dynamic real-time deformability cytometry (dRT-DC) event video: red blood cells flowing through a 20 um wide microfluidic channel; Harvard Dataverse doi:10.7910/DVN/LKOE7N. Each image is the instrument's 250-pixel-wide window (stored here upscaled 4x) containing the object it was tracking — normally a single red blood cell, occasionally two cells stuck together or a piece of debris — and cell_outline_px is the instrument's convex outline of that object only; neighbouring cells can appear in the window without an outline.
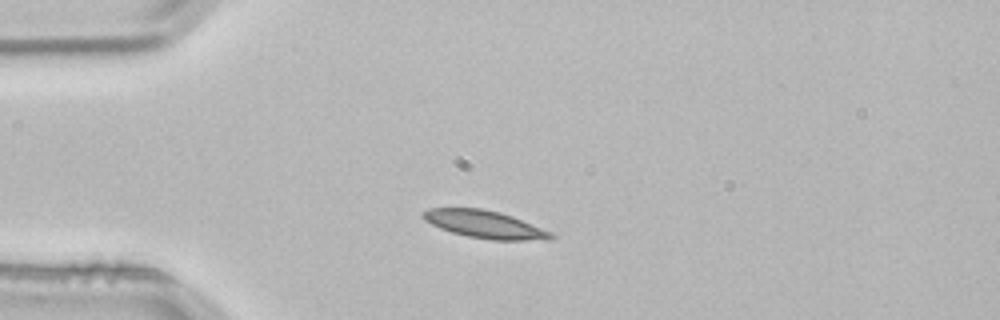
{"species": "common noctule bat (a hibernating species)", "species_latin": "Nyctalus noctula", "temperature_condition": "room temperature", "stored_images_in_passage": 2, "camera_frame_rate_fps": 3000, "um_per_image_px": 0.085, "animal": {"sex": "male", "body_mass_g": 21.5, "forearm_length_mm": 52.0}, "frame": {"image": 1, "passage_image": 1, "time_ms": 0.0, "image_size_px": [1000, 320], "cell_outline_px": [[556, 236], [552, 240], [492, 240], [468, 236], [452, 232], [440, 228], [424, 220], [420, 216], [420, 212], [428, 208], [484, 208], [500, 212], [512, 216], [552, 232]], "centroid_in_image_um": [41.2, 19.06], "position_along_channel_um": 43.8, "area_um2": 20.75}}